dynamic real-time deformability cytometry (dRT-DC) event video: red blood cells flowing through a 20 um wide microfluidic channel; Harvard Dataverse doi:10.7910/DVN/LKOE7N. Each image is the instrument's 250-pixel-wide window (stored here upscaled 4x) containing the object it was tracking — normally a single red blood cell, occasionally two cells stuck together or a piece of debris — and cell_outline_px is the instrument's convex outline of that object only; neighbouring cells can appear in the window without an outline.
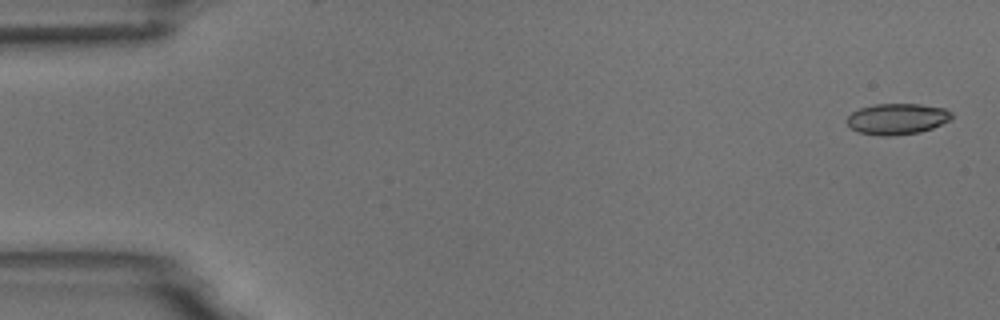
{"species": "common noctule bat (a hibernating species)", "species_latin": "Nyctalus noctula", "temperature_condition": "room temperature", "stored_images_in_passage": 5, "camera_frame_rate_fps": 3000, "um_per_image_px": 0.085, "animal": {"sex": "male", "body_mass_g": 18.8}, "frame": {"image": 1, "passage_image": 1, "time_ms": 0.0, "image_size_px": [1000, 320], "cell_outline_px": [[952, 120], [932, 128], [920, 132], [892, 136], [880, 136], [856, 132], [844, 120], [852, 112], [860, 108], [876, 104], [920, 104], [944, 108], [952, 112]], "centroid_in_image_um": [76.25, 10.11], "position_along_channel_um": 8.7, "area_um2": 19.13}}
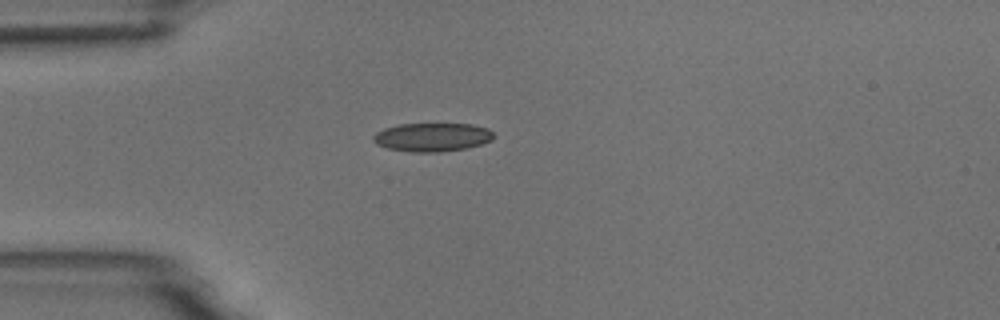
{"frame": {"image": 2, "passage_image": 4, "time_ms": 4.333, "image_size_px": [1000, 320], "cell_outline_px": [[496, 136], [492, 140], [480, 144], [464, 148], [440, 152], [412, 152], [388, 148], [376, 144], [372, 140], [372, 136], [376, 132], [384, 128], [396, 124], [472, 124], [488, 128]], "centroid_in_image_um": [36.72, 11.65], "position_along_channel_um": 48.3, "area_um2": 20.11}}